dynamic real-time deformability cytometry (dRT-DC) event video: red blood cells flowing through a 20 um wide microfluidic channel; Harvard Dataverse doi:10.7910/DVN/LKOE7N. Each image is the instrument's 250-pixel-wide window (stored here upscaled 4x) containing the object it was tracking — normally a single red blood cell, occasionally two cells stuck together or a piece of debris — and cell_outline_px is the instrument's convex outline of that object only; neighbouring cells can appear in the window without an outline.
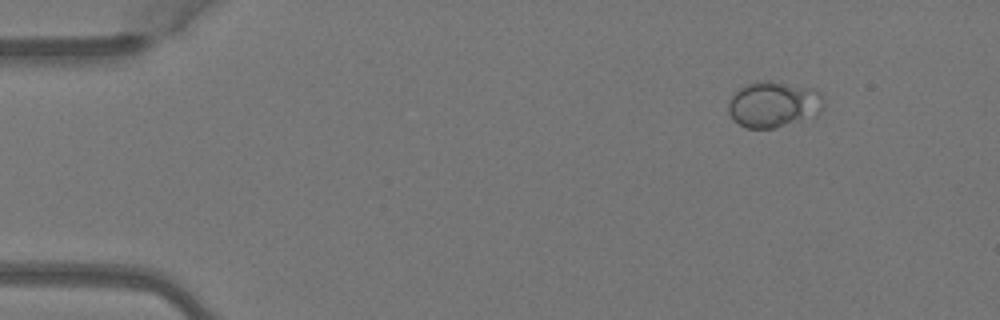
{"species": "Egyptian fruit bat (a non-hibernating species)", "species_latin": "Rousettus aegyptiacus", "temperature_condition": "warm", "stored_images_in_passage": 5, "camera_frame_rate_fps": 3000, "um_per_image_px": 0.085, "animal": {"sex": "female"}, "frame": {"image": 1, "passage_image": 1, "time_ms": 0.0, "image_size_px": [1000, 320], "cell_outline_px": [[824, 100], [816, 116], [772, 128], [748, 128], [732, 120], [728, 112], [728, 100], [744, 84], [756, 80], [768, 80], [816, 88], [820, 92]], "centroid_in_image_um": [65.73, 8.84], "position_along_channel_um": 19.3, "area_um2": 25.72}}